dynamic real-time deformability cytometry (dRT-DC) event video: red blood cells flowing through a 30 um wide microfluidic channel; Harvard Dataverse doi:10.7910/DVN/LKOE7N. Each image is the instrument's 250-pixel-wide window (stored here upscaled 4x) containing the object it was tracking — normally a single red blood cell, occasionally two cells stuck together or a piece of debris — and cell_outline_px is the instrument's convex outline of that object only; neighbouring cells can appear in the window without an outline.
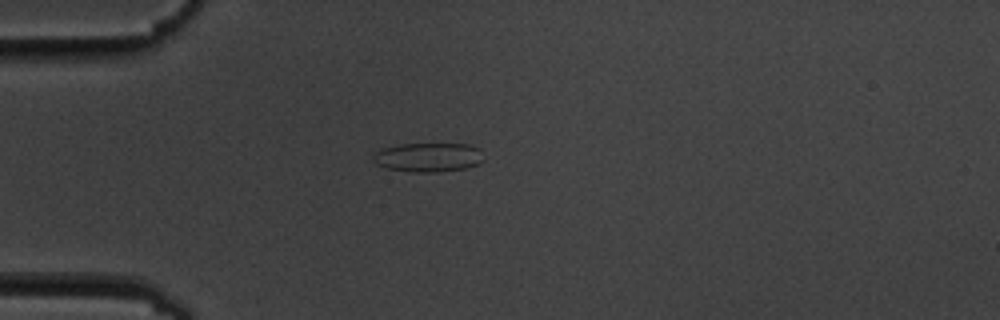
{"species": "common noctule bat (a hibernating species)", "species_latin": "Nyctalus noctula", "temperature_condition": "cold", "stored_images_in_passage": 12, "camera_frame_rate_fps": 3000, "um_per_image_px": 0.085, "animal": {"sex": "male", "body_mass_g": 19.5, "forearm_length_mm": 54.6}, "frame": {"image": 1, "passage_image": 1, "time_ms": 0.0, "image_size_px": [1000, 320], "cell_outline_px": [[484, 160], [480, 164], [464, 168], [440, 172], [408, 172], [388, 168], [376, 164], [372, 160], [372, 156], [376, 152], [384, 148], [400, 144], [472, 144], [480, 148]], "centroid_in_image_um": [36.44, 13.37], "position_along_channel_um": 48.6, "area_um2": 18.96}}
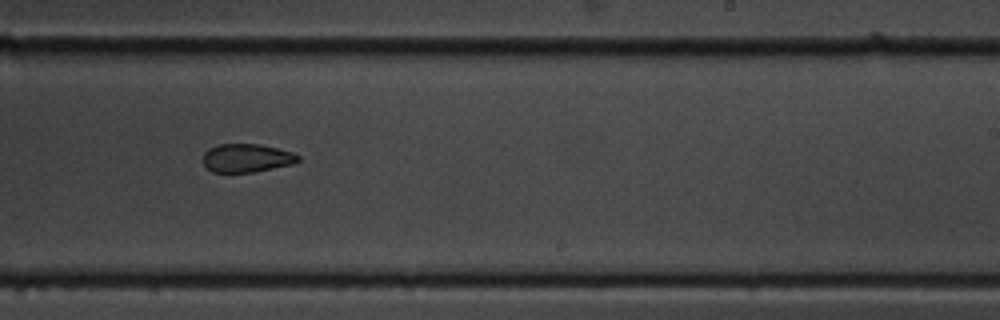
{"frame": {"image": 2, "passage_image": 7, "time_ms": 6.667, "image_size_px": [1000, 320], "cell_outline_px": [[300, 160], [292, 164], [256, 172], [212, 172], [204, 164], [204, 152], [208, 148], [216, 144], [260, 144], [292, 152], [300, 156]], "centroid_in_image_um": [20.97, 13.43], "position_along_channel_um": 268.0, "area_um2": 15.78}}
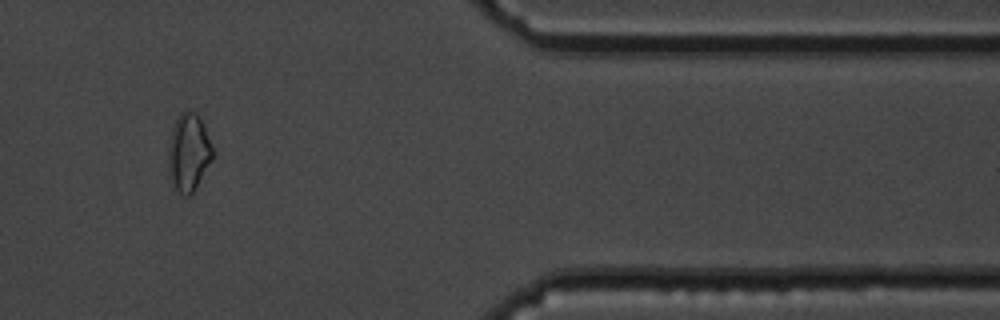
{"frame": {"image": 3, "passage_image": 10, "time_ms": 11.0, "image_size_px": [1000, 320], "cell_outline_px": [[212, 156], [192, 192], [188, 196], [184, 196], [176, 188], [168, 172], [168, 148], [172, 128], [180, 112], [184, 108], [188, 108], [196, 112], [212, 144]], "centroid_in_image_um": [15.99, 12.88], "position_along_channel_um": 395.4, "area_um2": 19.54}, "authors_computed_cell_mechanics": {"area_um2": 17.9469, "velocity_mm_per_s": 3.5268, "shape_relaxation_time_tau1_ms": 5.0449, "shape_relaxation_time_tau2_ms": 5.2383, "deformation_change_tau1": 0.0999, "deformation_change_tau2": 0.0952}}